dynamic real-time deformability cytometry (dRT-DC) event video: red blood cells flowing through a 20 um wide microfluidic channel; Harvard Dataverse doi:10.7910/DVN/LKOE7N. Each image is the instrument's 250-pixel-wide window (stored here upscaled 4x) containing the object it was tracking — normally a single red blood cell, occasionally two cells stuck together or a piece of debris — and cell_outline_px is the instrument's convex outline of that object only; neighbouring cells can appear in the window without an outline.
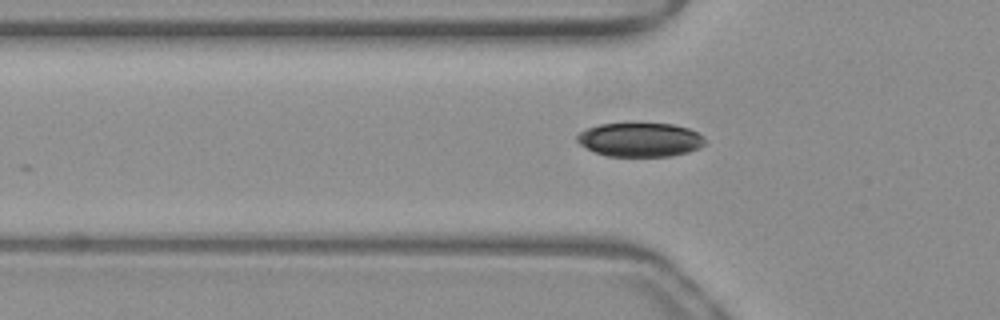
{"species": "common noctule bat (a hibernating species)", "species_latin": "Nyctalus noctula", "temperature_condition": "warm", "stored_images_in_passage": 42, "camera_frame_rate_fps": 3000, "um_per_image_px": 0.085, "animal": {"sex": "female", "body_mass_g": 19.3, "forearm_length_mm": 54.1}, "frame": {"image": 1, "passage_image": 14, "time_ms": 4.333, "image_size_px": [1000, 320], "cell_outline_px": [[704, 144], [700, 148], [688, 152], [672, 156], [608, 156], [596, 152], [580, 144], [576, 140], [576, 136], [580, 132], [588, 128], [600, 124], [672, 124], [688, 128], [704, 136]], "centroid_in_image_um": [54.43, 11.88], "position_along_channel_um": 71.4, "area_um2": 25.09}}
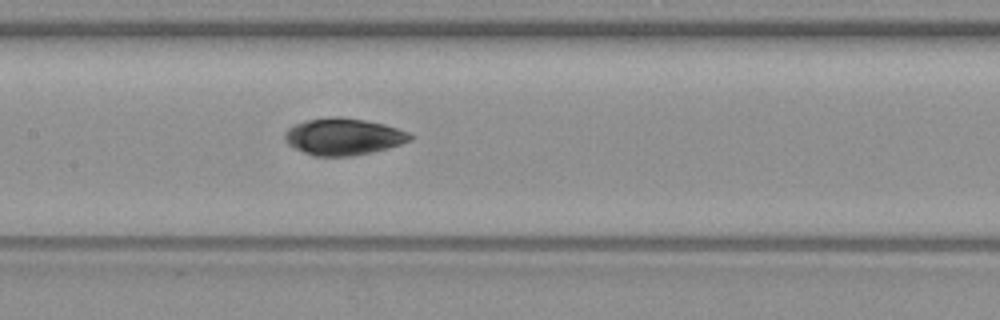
{"frame": {"image": 2, "passage_image": 22, "time_ms": 7.0, "image_size_px": [1000, 320], "cell_outline_px": [[412, 140], [388, 148], [372, 152], [352, 156], [312, 156], [288, 144], [284, 136], [284, 132], [288, 128], [296, 124], [308, 120], [332, 116], [340, 116], [364, 120], [384, 124], [408, 132], [412, 136]], "centroid_in_image_um": [29.19, 11.61], "position_along_channel_um": 178.2, "area_um2": 26.76}}
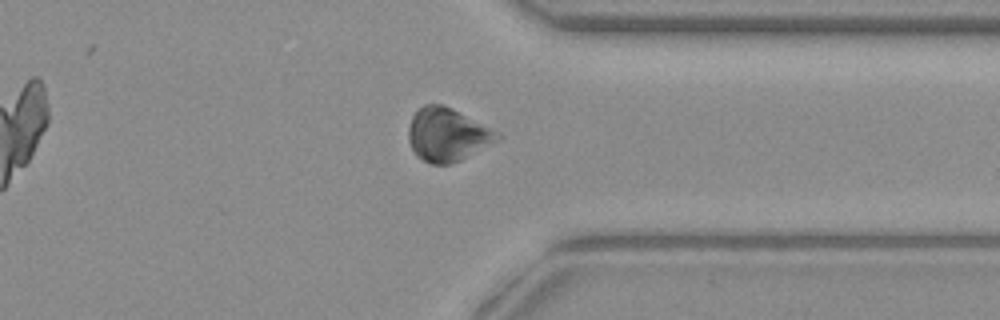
{"frame": {"image": 3, "passage_image": 37, "time_ms": 12.0, "image_size_px": [1000, 320], "cell_outline_px": [[504, 136], [500, 140], [452, 164], [432, 164], [416, 156], [408, 140], [408, 128], [412, 116], [424, 104], [444, 104], [500, 132]], "centroid_in_image_um": [38.05, 11.44], "position_along_channel_um": 373.4, "area_um2": 27.74}}